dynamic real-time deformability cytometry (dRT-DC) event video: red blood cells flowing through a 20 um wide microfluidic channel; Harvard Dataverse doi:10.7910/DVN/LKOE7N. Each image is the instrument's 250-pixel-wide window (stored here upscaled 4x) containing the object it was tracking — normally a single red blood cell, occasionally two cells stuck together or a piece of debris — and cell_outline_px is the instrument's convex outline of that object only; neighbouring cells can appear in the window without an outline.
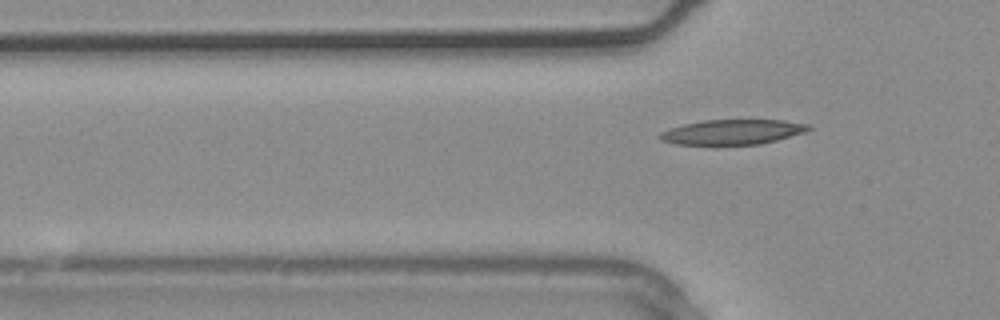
{"species": "common noctule bat (a hibernating species)", "species_latin": "Nyctalus noctula", "temperature_condition": "warm", "stored_images_in_passage": 3, "camera_frame_rate_fps": 3000, "um_per_image_px": 0.085, "animal": {"sex": "male", "body_mass_g": 20.4}, "frame": {"image": 1, "passage_image": 3, "time_ms": 0.667, "image_size_px": [1000, 320], "cell_outline_px": [[812, 128], [804, 132], [776, 140], [760, 144], [716, 148], [712, 148], [676, 144], [660, 140], [656, 136], [660, 132], [684, 124], [704, 120], [784, 120], [812, 124]], "centroid_in_image_um": [62.2, 11.27], "position_along_channel_um": 63.6, "area_um2": 22.77}}